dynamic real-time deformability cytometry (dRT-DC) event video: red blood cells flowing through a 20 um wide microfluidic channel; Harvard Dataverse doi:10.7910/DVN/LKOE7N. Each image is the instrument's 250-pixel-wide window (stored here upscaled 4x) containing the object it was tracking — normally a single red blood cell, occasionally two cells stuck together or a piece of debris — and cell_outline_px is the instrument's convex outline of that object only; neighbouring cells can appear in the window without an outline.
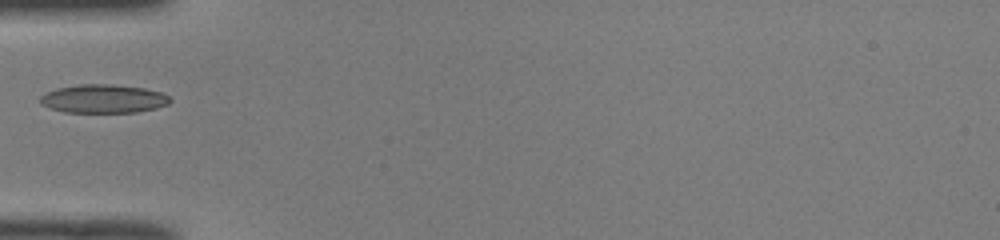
{"species": "common noctule bat (a hibernating species)", "species_latin": "Nyctalus noctula", "temperature_condition": "room temperature", "stored_images_in_passage": 20, "camera_frame_rate_fps": 3000, "um_per_image_px": 0.085, "animal": {"sex": "male", "body_mass_g": 19.0, "forearm_length_mm": 50.8}, "frame": {"image": 1, "passage_image": 1, "time_ms": 0.0, "image_size_px": [1000, 240], "cell_outline_px": [[172, 100], [168, 104], [156, 108], [136, 112], [64, 112], [40, 104], [40, 96], [56, 88], [80, 84], [112, 84], [144, 88], [160, 92], [168, 96]], "centroid_in_image_um": [8.79, 8.39], "position_along_channel_um": 76.2, "area_um2": 21.5}}